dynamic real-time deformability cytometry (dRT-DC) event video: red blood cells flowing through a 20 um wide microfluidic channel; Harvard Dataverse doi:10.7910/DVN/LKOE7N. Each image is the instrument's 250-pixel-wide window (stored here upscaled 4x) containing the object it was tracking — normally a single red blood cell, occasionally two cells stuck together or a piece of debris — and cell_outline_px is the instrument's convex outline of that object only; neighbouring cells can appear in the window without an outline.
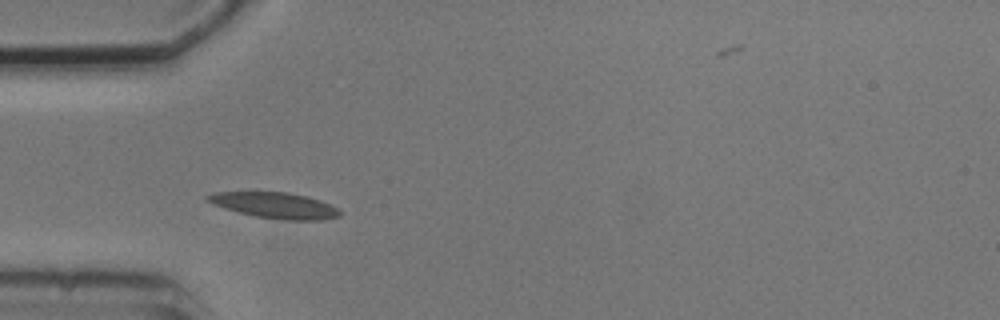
{"species": "common noctule bat (a hibernating species)", "species_latin": "Nyctalus noctula", "temperature_condition": "cold", "stored_images_in_passage": 13, "camera_frame_rate_fps": 3000, "um_per_image_px": 0.085, "animal": {"sex": "male", "body_mass_g": 20.5, "forearm_length_mm": 52.5}, "frame": {"image": 1, "passage_image": 3, "time_ms": 3.0, "image_size_px": [1000, 320], "cell_outline_px": [[340, 216], [320, 220], [284, 220], [256, 216], [224, 208], [212, 204], [204, 196], [216, 192], [288, 192], [308, 196], [320, 200], [336, 208], [340, 212]], "centroid_in_image_um": [23.36, 17.45], "position_along_channel_um": 61.6, "area_um2": 19.71}}
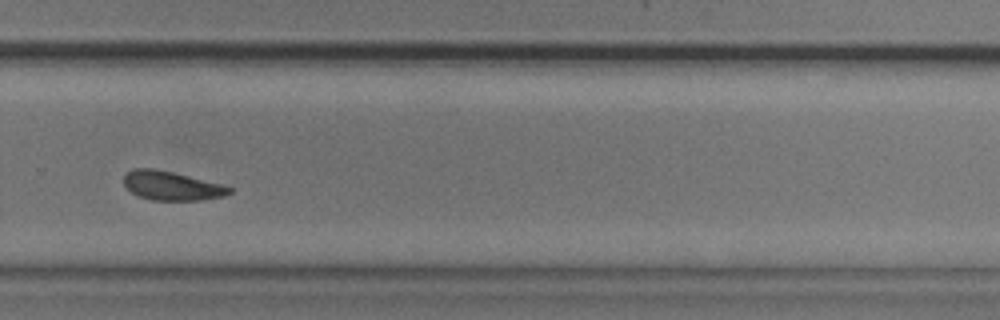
{"frame": {"image": 2, "passage_image": 9, "time_ms": 10.0, "image_size_px": [1000, 320], "cell_outline_px": [[232, 192], [224, 196], [200, 200], [152, 200], [140, 196], [132, 192], [124, 184], [124, 176], [132, 168], [152, 168], [172, 172], [224, 184], [232, 188]], "centroid_in_image_um": [14.62, 15.79], "position_along_channel_um": 315.2, "area_um2": 17.74}}
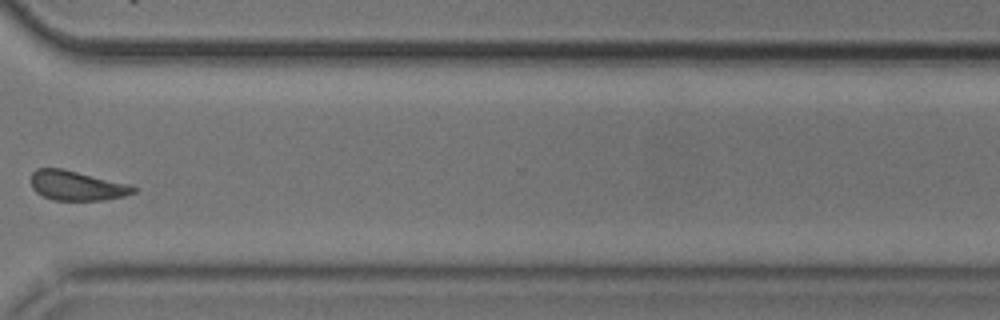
{"frame": {"image": 3, "passage_image": 10, "time_ms": 11.333, "image_size_px": [1000, 320], "cell_outline_px": [[140, 188], [136, 192], [124, 196], [104, 200], [52, 200], [36, 192], [32, 188], [32, 172], [36, 168], [60, 168], [128, 184]], "centroid_in_image_um": [6.54, 15.79], "position_along_channel_um": 364.1, "area_um2": 17.57}, "authors_computed_cell_mechanics": {"area_um2": 18.6694, "velocity_mm_per_s": 3.6529, "shape_relaxation_time_tau1_ms": 2.5543, "shape_relaxation_time_tau2_ms": 5.5576, "deformation_change_tau1": 0.0973, "deformation_change_tau2": 0.1137}}